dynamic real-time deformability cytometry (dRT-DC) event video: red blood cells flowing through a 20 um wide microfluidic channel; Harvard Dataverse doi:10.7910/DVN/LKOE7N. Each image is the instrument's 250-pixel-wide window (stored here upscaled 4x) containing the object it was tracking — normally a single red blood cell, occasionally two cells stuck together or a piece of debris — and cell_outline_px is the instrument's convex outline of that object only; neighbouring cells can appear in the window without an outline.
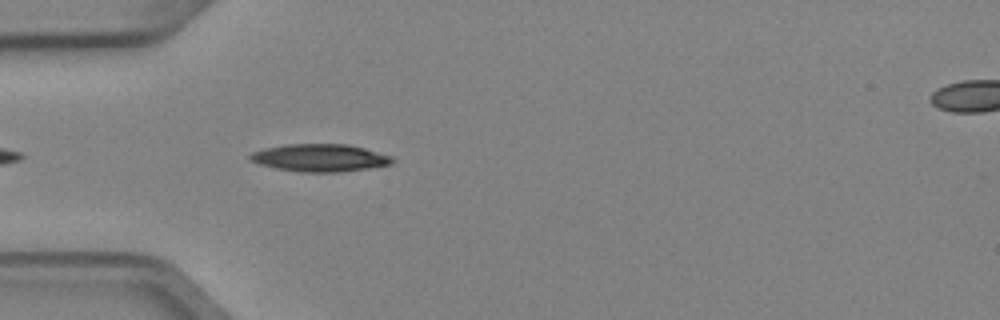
{"species": "Egyptian fruit bat (a non-hibernating species)", "species_latin": "Rousettus aegyptiacus", "temperature_condition": "cold", "stored_images_in_passage": 4, "segment_of_instrument_passage": [1, 2], "camera_frame_rate_fps": 3000, "um_per_image_px": 0.085, "animal": {"sex": "female"}, "frame": {"image": 1, "passage_image": 3, "time_ms": 0.667, "image_size_px": [1000, 320], "cell_outline_px": [[396, 160], [392, 164], [368, 168], [340, 172], [300, 172], [276, 168], [260, 164], [248, 160], [248, 156], [252, 152], [264, 148], [288, 144], [348, 144], [364, 148], [392, 156]], "centroid_in_image_um": [27.2, 13.41], "position_along_channel_um": 57.8, "area_um2": 22.89}}